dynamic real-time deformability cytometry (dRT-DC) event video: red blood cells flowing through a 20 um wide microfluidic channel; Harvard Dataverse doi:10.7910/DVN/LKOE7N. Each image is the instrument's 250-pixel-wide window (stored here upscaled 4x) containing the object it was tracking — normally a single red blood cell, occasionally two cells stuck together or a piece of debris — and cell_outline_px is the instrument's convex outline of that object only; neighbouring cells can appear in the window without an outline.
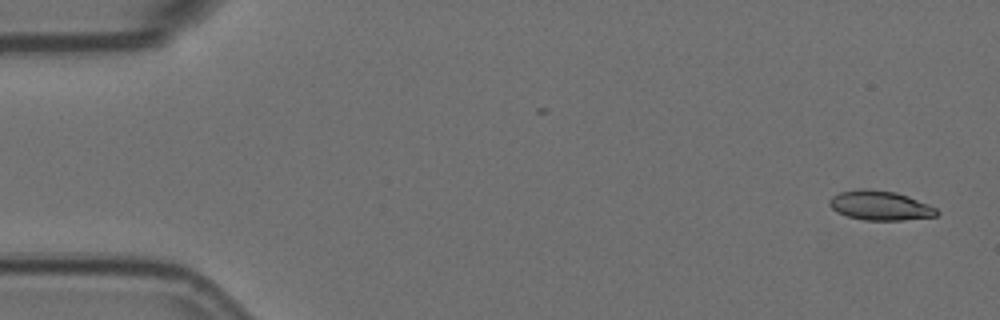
{"species": "Egyptian fruit bat (a non-hibernating species)", "species_latin": "Rousettus aegyptiacus", "temperature_condition": "room temperature", "stored_images_in_passage": 5, "camera_frame_rate_fps": 3000, "um_per_image_px": 0.085, "animal": {"sex": "female"}, "frame": {"image": 1, "passage_image": 1, "time_ms": 0.0, "image_size_px": [1000, 320], "cell_outline_px": [[940, 212], [936, 216], [904, 220], [864, 220], [848, 216], [836, 212], [828, 204], [828, 200], [832, 196], [840, 192], [860, 188], [864, 188], [896, 192], [908, 196], [928, 204], [936, 208]], "centroid_in_image_um": [74.79, 17.46], "position_along_channel_um": 10.2, "area_um2": 18.5}}
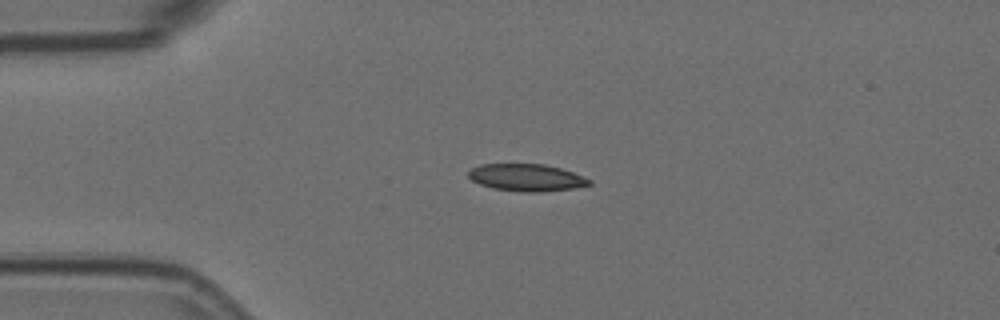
{"frame": {"image": 2, "passage_image": 4, "time_ms": 1.0, "image_size_px": [1000, 320], "cell_outline_px": [[592, 184], [576, 188], [540, 192], [520, 192], [492, 188], [480, 184], [472, 180], [468, 176], [468, 172], [472, 168], [480, 164], [544, 164], [560, 168], [572, 172], [592, 180]], "centroid_in_image_um": [44.76, 15.1], "position_along_channel_um": 40.2, "area_um2": 19.19}}